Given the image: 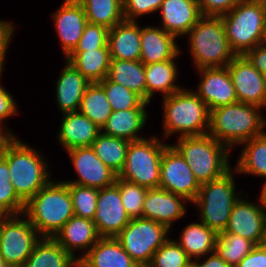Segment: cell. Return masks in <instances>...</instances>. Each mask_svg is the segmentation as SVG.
<instances>
[{"mask_svg":"<svg viewBox=\"0 0 266 267\" xmlns=\"http://www.w3.org/2000/svg\"><path fill=\"white\" fill-rule=\"evenodd\" d=\"M260 110L242 102L210 110L208 134L229 149L241 145L265 132L266 119Z\"/></svg>","mask_w":266,"mask_h":267,"instance_id":"6da1fadb","label":"cell"},{"mask_svg":"<svg viewBox=\"0 0 266 267\" xmlns=\"http://www.w3.org/2000/svg\"><path fill=\"white\" fill-rule=\"evenodd\" d=\"M23 214L42 237H51L74 216L68 186L51 180L25 203Z\"/></svg>","mask_w":266,"mask_h":267,"instance_id":"7a4b0ae2","label":"cell"},{"mask_svg":"<svg viewBox=\"0 0 266 267\" xmlns=\"http://www.w3.org/2000/svg\"><path fill=\"white\" fill-rule=\"evenodd\" d=\"M15 193L26 203L51 181L49 164L43 154L18 137L6 147L4 156Z\"/></svg>","mask_w":266,"mask_h":267,"instance_id":"3957f363","label":"cell"},{"mask_svg":"<svg viewBox=\"0 0 266 267\" xmlns=\"http://www.w3.org/2000/svg\"><path fill=\"white\" fill-rule=\"evenodd\" d=\"M162 100L164 138L175 133L178 138L208 134L210 111L194 91L182 88Z\"/></svg>","mask_w":266,"mask_h":267,"instance_id":"277c9868","label":"cell"},{"mask_svg":"<svg viewBox=\"0 0 266 267\" xmlns=\"http://www.w3.org/2000/svg\"><path fill=\"white\" fill-rule=\"evenodd\" d=\"M172 146L184 158L199 184L219 179L232 168L230 149L209 134L181 137Z\"/></svg>","mask_w":266,"mask_h":267,"instance_id":"5b68a950","label":"cell"},{"mask_svg":"<svg viewBox=\"0 0 266 267\" xmlns=\"http://www.w3.org/2000/svg\"><path fill=\"white\" fill-rule=\"evenodd\" d=\"M185 36L197 70L226 67L237 56L227 40L221 17L203 16Z\"/></svg>","mask_w":266,"mask_h":267,"instance_id":"8992f818","label":"cell"},{"mask_svg":"<svg viewBox=\"0 0 266 267\" xmlns=\"http://www.w3.org/2000/svg\"><path fill=\"white\" fill-rule=\"evenodd\" d=\"M220 17L227 40L236 55H245L250 49L264 43L266 0L240 1Z\"/></svg>","mask_w":266,"mask_h":267,"instance_id":"52a82bcc","label":"cell"},{"mask_svg":"<svg viewBox=\"0 0 266 267\" xmlns=\"http://www.w3.org/2000/svg\"><path fill=\"white\" fill-rule=\"evenodd\" d=\"M233 172L231 169L219 179L200 184L199 193L192 202L199 208V220L217 234L224 232L234 203L240 198Z\"/></svg>","mask_w":266,"mask_h":267,"instance_id":"ba28073f","label":"cell"},{"mask_svg":"<svg viewBox=\"0 0 266 267\" xmlns=\"http://www.w3.org/2000/svg\"><path fill=\"white\" fill-rule=\"evenodd\" d=\"M168 145L157 136L130 142L124 167L117 177L147 189L158 188L162 155Z\"/></svg>","mask_w":266,"mask_h":267,"instance_id":"9c48e42d","label":"cell"},{"mask_svg":"<svg viewBox=\"0 0 266 267\" xmlns=\"http://www.w3.org/2000/svg\"><path fill=\"white\" fill-rule=\"evenodd\" d=\"M41 238L24 214L0 215V256L7 265L23 267Z\"/></svg>","mask_w":266,"mask_h":267,"instance_id":"30bf717a","label":"cell"},{"mask_svg":"<svg viewBox=\"0 0 266 267\" xmlns=\"http://www.w3.org/2000/svg\"><path fill=\"white\" fill-rule=\"evenodd\" d=\"M169 231L166 226L141 217L131 219L115 238L138 265H145L167 241Z\"/></svg>","mask_w":266,"mask_h":267,"instance_id":"8fae6325","label":"cell"},{"mask_svg":"<svg viewBox=\"0 0 266 267\" xmlns=\"http://www.w3.org/2000/svg\"><path fill=\"white\" fill-rule=\"evenodd\" d=\"M160 188L183 196L192 203L200 184L181 154L169 144L163 152L160 168Z\"/></svg>","mask_w":266,"mask_h":267,"instance_id":"7c38bea8","label":"cell"},{"mask_svg":"<svg viewBox=\"0 0 266 267\" xmlns=\"http://www.w3.org/2000/svg\"><path fill=\"white\" fill-rule=\"evenodd\" d=\"M240 197L231 210L228 224L221 233L240 235L255 245L266 243V210L259 197V204Z\"/></svg>","mask_w":266,"mask_h":267,"instance_id":"4fadbf2b","label":"cell"},{"mask_svg":"<svg viewBox=\"0 0 266 267\" xmlns=\"http://www.w3.org/2000/svg\"><path fill=\"white\" fill-rule=\"evenodd\" d=\"M237 100L245 104L266 107V86L263 75L245 55H237L227 66Z\"/></svg>","mask_w":266,"mask_h":267,"instance_id":"5bb4252c","label":"cell"},{"mask_svg":"<svg viewBox=\"0 0 266 267\" xmlns=\"http://www.w3.org/2000/svg\"><path fill=\"white\" fill-rule=\"evenodd\" d=\"M130 220L123 206L119 187L114 183L99 189L96 213L92 220L99 235L115 238Z\"/></svg>","mask_w":266,"mask_h":267,"instance_id":"9a60e30c","label":"cell"},{"mask_svg":"<svg viewBox=\"0 0 266 267\" xmlns=\"http://www.w3.org/2000/svg\"><path fill=\"white\" fill-rule=\"evenodd\" d=\"M77 180L63 181L81 186L102 189L115 183L117 175L107 167L91 147H76L67 151Z\"/></svg>","mask_w":266,"mask_h":267,"instance_id":"2e32d148","label":"cell"},{"mask_svg":"<svg viewBox=\"0 0 266 267\" xmlns=\"http://www.w3.org/2000/svg\"><path fill=\"white\" fill-rule=\"evenodd\" d=\"M201 81L194 91L210 110L238 102L227 67L201 68Z\"/></svg>","mask_w":266,"mask_h":267,"instance_id":"e0dca14e","label":"cell"},{"mask_svg":"<svg viewBox=\"0 0 266 267\" xmlns=\"http://www.w3.org/2000/svg\"><path fill=\"white\" fill-rule=\"evenodd\" d=\"M52 17L61 49L67 57L78 44L88 23L83 5L78 0H64Z\"/></svg>","mask_w":266,"mask_h":267,"instance_id":"ac0fdd59","label":"cell"},{"mask_svg":"<svg viewBox=\"0 0 266 267\" xmlns=\"http://www.w3.org/2000/svg\"><path fill=\"white\" fill-rule=\"evenodd\" d=\"M182 200L188 201L183 196L160 187L148 189L143 203L142 218L156 221L171 230L173 222L181 219L187 212Z\"/></svg>","mask_w":266,"mask_h":267,"instance_id":"d6986e66","label":"cell"},{"mask_svg":"<svg viewBox=\"0 0 266 267\" xmlns=\"http://www.w3.org/2000/svg\"><path fill=\"white\" fill-rule=\"evenodd\" d=\"M101 238L95 223L87 218L74 215L54 235L53 239L78 261ZM83 250V255L77 256L75 250Z\"/></svg>","mask_w":266,"mask_h":267,"instance_id":"ffe728a7","label":"cell"},{"mask_svg":"<svg viewBox=\"0 0 266 267\" xmlns=\"http://www.w3.org/2000/svg\"><path fill=\"white\" fill-rule=\"evenodd\" d=\"M161 28L176 38L185 36L203 17L197 0H163Z\"/></svg>","mask_w":266,"mask_h":267,"instance_id":"44dd1931","label":"cell"},{"mask_svg":"<svg viewBox=\"0 0 266 267\" xmlns=\"http://www.w3.org/2000/svg\"><path fill=\"white\" fill-rule=\"evenodd\" d=\"M58 142L68 151L76 147H91L101 129L88 117L77 112L62 114Z\"/></svg>","mask_w":266,"mask_h":267,"instance_id":"7402d4cb","label":"cell"},{"mask_svg":"<svg viewBox=\"0 0 266 267\" xmlns=\"http://www.w3.org/2000/svg\"><path fill=\"white\" fill-rule=\"evenodd\" d=\"M140 38V61L145 65L170 60L180 52L176 37L161 27H140Z\"/></svg>","mask_w":266,"mask_h":267,"instance_id":"603a6c76","label":"cell"},{"mask_svg":"<svg viewBox=\"0 0 266 267\" xmlns=\"http://www.w3.org/2000/svg\"><path fill=\"white\" fill-rule=\"evenodd\" d=\"M111 59L140 61L141 38L137 21L123 20L108 32Z\"/></svg>","mask_w":266,"mask_h":267,"instance_id":"cb8c5ba5","label":"cell"},{"mask_svg":"<svg viewBox=\"0 0 266 267\" xmlns=\"http://www.w3.org/2000/svg\"><path fill=\"white\" fill-rule=\"evenodd\" d=\"M59 78L56 80V99L59 111L62 114L77 112L81 99L90 82L69 62H65Z\"/></svg>","mask_w":266,"mask_h":267,"instance_id":"d4e9b609","label":"cell"},{"mask_svg":"<svg viewBox=\"0 0 266 267\" xmlns=\"http://www.w3.org/2000/svg\"><path fill=\"white\" fill-rule=\"evenodd\" d=\"M84 267H138L116 238L101 237L79 260Z\"/></svg>","mask_w":266,"mask_h":267,"instance_id":"484cf974","label":"cell"},{"mask_svg":"<svg viewBox=\"0 0 266 267\" xmlns=\"http://www.w3.org/2000/svg\"><path fill=\"white\" fill-rule=\"evenodd\" d=\"M180 53L170 60L145 65L146 102L150 103L156 92L166 97L182 89L181 85L175 84L179 70L174 60Z\"/></svg>","mask_w":266,"mask_h":267,"instance_id":"4316f807","label":"cell"},{"mask_svg":"<svg viewBox=\"0 0 266 267\" xmlns=\"http://www.w3.org/2000/svg\"><path fill=\"white\" fill-rule=\"evenodd\" d=\"M148 115L146 109L112 111L101 132L130 142L143 139L145 137L140 136L139 132L146 125Z\"/></svg>","mask_w":266,"mask_h":267,"instance_id":"83f0119b","label":"cell"},{"mask_svg":"<svg viewBox=\"0 0 266 267\" xmlns=\"http://www.w3.org/2000/svg\"><path fill=\"white\" fill-rule=\"evenodd\" d=\"M65 61L77 69L90 83H99L107 77L109 71L111 57L108 43L98 49L71 52Z\"/></svg>","mask_w":266,"mask_h":267,"instance_id":"f1b7e54d","label":"cell"},{"mask_svg":"<svg viewBox=\"0 0 266 267\" xmlns=\"http://www.w3.org/2000/svg\"><path fill=\"white\" fill-rule=\"evenodd\" d=\"M180 241L176 242L193 260L214 252L218 234L201 221L190 223L183 228Z\"/></svg>","mask_w":266,"mask_h":267,"instance_id":"f546056e","label":"cell"},{"mask_svg":"<svg viewBox=\"0 0 266 267\" xmlns=\"http://www.w3.org/2000/svg\"><path fill=\"white\" fill-rule=\"evenodd\" d=\"M78 260L51 237H42L23 267H75Z\"/></svg>","mask_w":266,"mask_h":267,"instance_id":"4dcf8cb0","label":"cell"},{"mask_svg":"<svg viewBox=\"0 0 266 267\" xmlns=\"http://www.w3.org/2000/svg\"><path fill=\"white\" fill-rule=\"evenodd\" d=\"M107 78L134 91L146 101L145 64L141 61L111 59Z\"/></svg>","mask_w":266,"mask_h":267,"instance_id":"1f68e13d","label":"cell"},{"mask_svg":"<svg viewBox=\"0 0 266 267\" xmlns=\"http://www.w3.org/2000/svg\"><path fill=\"white\" fill-rule=\"evenodd\" d=\"M234 173L263 177L266 180V132L243 142Z\"/></svg>","mask_w":266,"mask_h":267,"instance_id":"d6a6232c","label":"cell"},{"mask_svg":"<svg viewBox=\"0 0 266 267\" xmlns=\"http://www.w3.org/2000/svg\"><path fill=\"white\" fill-rule=\"evenodd\" d=\"M129 143V140L100 132L91 148L99 159L118 176L124 167Z\"/></svg>","mask_w":266,"mask_h":267,"instance_id":"836d02e7","label":"cell"},{"mask_svg":"<svg viewBox=\"0 0 266 267\" xmlns=\"http://www.w3.org/2000/svg\"><path fill=\"white\" fill-rule=\"evenodd\" d=\"M89 23L113 28L124 20L123 0H78Z\"/></svg>","mask_w":266,"mask_h":267,"instance_id":"e575fe53","label":"cell"},{"mask_svg":"<svg viewBox=\"0 0 266 267\" xmlns=\"http://www.w3.org/2000/svg\"><path fill=\"white\" fill-rule=\"evenodd\" d=\"M78 111L102 129L113 110L103 87L99 83H90L81 99Z\"/></svg>","mask_w":266,"mask_h":267,"instance_id":"d590c367","label":"cell"},{"mask_svg":"<svg viewBox=\"0 0 266 267\" xmlns=\"http://www.w3.org/2000/svg\"><path fill=\"white\" fill-rule=\"evenodd\" d=\"M256 245L233 233H219L214 252L229 266L236 267Z\"/></svg>","mask_w":266,"mask_h":267,"instance_id":"8d00e7d4","label":"cell"},{"mask_svg":"<svg viewBox=\"0 0 266 267\" xmlns=\"http://www.w3.org/2000/svg\"><path fill=\"white\" fill-rule=\"evenodd\" d=\"M113 111L128 109H146L150 103L132 90L110 81L107 77L99 82Z\"/></svg>","mask_w":266,"mask_h":267,"instance_id":"74e56055","label":"cell"},{"mask_svg":"<svg viewBox=\"0 0 266 267\" xmlns=\"http://www.w3.org/2000/svg\"><path fill=\"white\" fill-rule=\"evenodd\" d=\"M25 203L15 193L4 157L0 158V215L23 214Z\"/></svg>","mask_w":266,"mask_h":267,"instance_id":"f35d334b","label":"cell"},{"mask_svg":"<svg viewBox=\"0 0 266 267\" xmlns=\"http://www.w3.org/2000/svg\"><path fill=\"white\" fill-rule=\"evenodd\" d=\"M69 189L74 215L93 220L99 189L64 182Z\"/></svg>","mask_w":266,"mask_h":267,"instance_id":"ab89813d","label":"cell"},{"mask_svg":"<svg viewBox=\"0 0 266 267\" xmlns=\"http://www.w3.org/2000/svg\"><path fill=\"white\" fill-rule=\"evenodd\" d=\"M193 260L174 239L168 238L152 256V267H189Z\"/></svg>","mask_w":266,"mask_h":267,"instance_id":"60d3db41","label":"cell"},{"mask_svg":"<svg viewBox=\"0 0 266 267\" xmlns=\"http://www.w3.org/2000/svg\"><path fill=\"white\" fill-rule=\"evenodd\" d=\"M115 184L119 187L121 200L128 216L131 219L141 218L148 189L119 177H116Z\"/></svg>","mask_w":266,"mask_h":267,"instance_id":"b9f144b4","label":"cell"},{"mask_svg":"<svg viewBox=\"0 0 266 267\" xmlns=\"http://www.w3.org/2000/svg\"><path fill=\"white\" fill-rule=\"evenodd\" d=\"M108 32L107 27L88 22L72 52H83L104 47L108 43Z\"/></svg>","mask_w":266,"mask_h":267,"instance_id":"7bdbcfd3","label":"cell"},{"mask_svg":"<svg viewBox=\"0 0 266 267\" xmlns=\"http://www.w3.org/2000/svg\"><path fill=\"white\" fill-rule=\"evenodd\" d=\"M163 0H123L125 20L137 21V17L159 11Z\"/></svg>","mask_w":266,"mask_h":267,"instance_id":"ee69618b","label":"cell"},{"mask_svg":"<svg viewBox=\"0 0 266 267\" xmlns=\"http://www.w3.org/2000/svg\"><path fill=\"white\" fill-rule=\"evenodd\" d=\"M203 16L220 17L243 0H197Z\"/></svg>","mask_w":266,"mask_h":267,"instance_id":"f6af8a7d","label":"cell"},{"mask_svg":"<svg viewBox=\"0 0 266 267\" xmlns=\"http://www.w3.org/2000/svg\"><path fill=\"white\" fill-rule=\"evenodd\" d=\"M14 26L12 22L0 20V75L3 74L6 52L15 31Z\"/></svg>","mask_w":266,"mask_h":267,"instance_id":"bcb514c9","label":"cell"},{"mask_svg":"<svg viewBox=\"0 0 266 267\" xmlns=\"http://www.w3.org/2000/svg\"><path fill=\"white\" fill-rule=\"evenodd\" d=\"M2 75H0L1 78ZM1 80V79H0ZM0 83V126L9 117L17 115V103L14 97Z\"/></svg>","mask_w":266,"mask_h":267,"instance_id":"7dc6e473","label":"cell"},{"mask_svg":"<svg viewBox=\"0 0 266 267\" xmlns=\"http://www.w3.org/2000/svg\"><path fill=\"white\" fill-rule=\"evenodd\" d=\"M236 267H266V243L256 245Z\"/></svg>","mask_w":266,"mask_h":267,"instance_id":"c3c4849f","label":"cell"},{"mask_svg":"<svg viewBox=\"0 0 266 267\" xmlns=\"http://www.w3.org/2000/svg\"><path fill=\"white\" fill-rule=\"evenodd\" d=\"M245 56L259 72H266V43L250 49Z\"/></svg>","mask_w":266,"mask_h":267,"instance_id":"681fc988","label":"cell"},{"mask_svg":"<svg viewBox=\"0 0 266 267\" xmlns=\"http://www.w3.org/2000/svg\"><path fill=\"white\" fill-rule=\"evenodd\" d=\"M5 129V130H4ZM16 135L6 126H0V158L4 156L6 147L15 139Z\"/></svg>","mask_w":266,"mask_h":267,"instance_id":"f907efd6","label":"cell"},{"mask_svg":"<svg viewBox=\"0 0 266 267\" xmlns=\"http://www.w3.org/2000/svg\"><path fill=\"white\" fill-rule=\"evenodd\" d=\"M204 262H199V260H193L199 267H231L229 266L221 257H219L215 252L208 255Z\"/></svg>","mask_w":266,"mask_h":267,"instance_id":"816d5d0a","label":"cell"},{"mask_svg":"<svg viewBox=\"0 0 266 267\" xmlns=\"http://www.w3.org/2000/svg\"><path fill=\"white\" fill-rule=\"evenodd\" d=\"M261 193L259 194V197L262 201L263 207L266 210V181L263 183V186L261 187Z\"/></svg>","mask_w":266,"mask_h":267,"instance_id":"f5cc1de1","label":"cell"},{"mask_svg":"<svg viewBox=\"0 0 266 267\" xmlns=\"http://www.w3.org/2000/svg\"><path fill=\"white\" fill-rule=\"evenodd\" d=\"M0 267H11V266L7 265L6 262L0 256Z\"/></svg>","mask_w":266,"mask_h":267,"instance_id":"db71d44e","label":"cell"},{"mask_svg":"<svg viewBox=\"0 0 266 267\" xmlns=\"http://www.w3.org/2000/svg\"><path fill=\"white\" fill-rule=\"evenodd\" d=\"M189 267H199L194 261L189 265Z\"/></svg>","mask_w":266,"mask_h":267,"instance_id":"11a10c76","label":"cell"},{"mask_svg":"<svg viewBox=\"0 0 266 267\" xmlns=\"http://www.w3.org/2000/svg\"><path fill=\"white\" fill-rule=\"evenodd\" d=\"M262 75H263V79H264L265 86H266V72L262 73Z\"/></svg>","mask_w":266,"mask_h":267,"instance_id":"9f6ffc18","label":"cell"},{"mask_svg":"<svg viewBox=\"0 0 266 267\" xmlns=\"http://www.w3.org/2000/svg\"><path fill=\"white\" fill-rule=\"evenodd\" d=\"M138 267H152L150 264L138 265Z\"/></svg>","mask_w":266,"mask_h":267,"instance_id":"6f0895ef","label":"cell"},{"mask_svg":"<svg viewBox=\"0 0 266 267\" xmlns=\"http://www.w3.org/2000/svg\"><path fill=\"white\" fill-rule=\"evenodd\" d=\"M75 267H84V266L78 261Z\"/></svg>","mask_w":266,"mask_h":267,"instance_id":"680465c9","label":"cell"},{"mask_svg":"<svg viewBox=\"0 0 266 267\" xmlns=\"http://www.w3.org/2000/svg\"><path fill=\"white\" fill-rule=\"evenodd\" d=\"M264 40H266V25H265Z\"/></svg>","mask_w":266,"mask_h":267,"instance_id":"91938a15","label":"cell"}]
</instances>
